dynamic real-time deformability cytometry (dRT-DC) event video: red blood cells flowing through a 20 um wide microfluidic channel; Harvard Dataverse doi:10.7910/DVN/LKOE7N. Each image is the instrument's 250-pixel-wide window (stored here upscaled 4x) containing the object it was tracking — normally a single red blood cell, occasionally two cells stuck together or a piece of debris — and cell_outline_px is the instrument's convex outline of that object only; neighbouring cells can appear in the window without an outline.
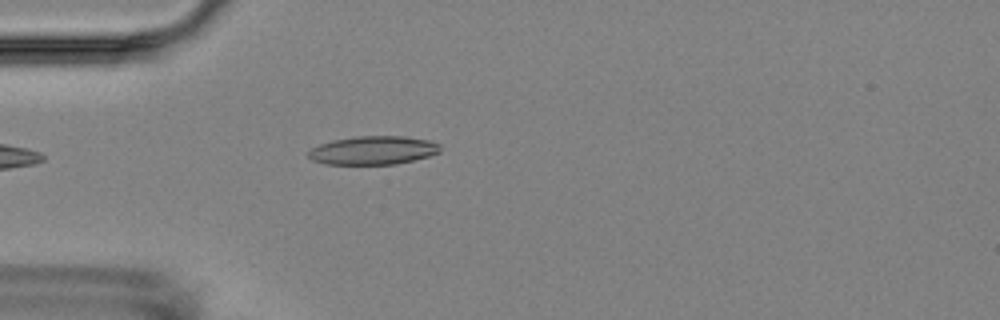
{"species": "Egyptian fruit bat (a non-hibernating species)", "species_latin": "Rousettus aegyptiacus", "temperature_condition": "room temperature", "stored_images_in_passage": 5, "camera_frame_rate_fps": 3000, "um_per_image_px": 0.085, "animal": {"sex": "female"}, "frame": {"image": 1, "passage_image": 5, "time_ms": 4.667, "image_size_px": [1000, 320], "cell_outline_px": [[440, 152], [428, 156], [396, 164], [324, 164], [312, 160], [308, 156], [308, 152], [312, 148], [320, 144], [332, 140], [356, 136], [404, 136], [428, 140], [440, 144]], "centroid_in_image_um": [31.7, 12.77], "position_along_channel_um": 53.3, "area_um2": 21.85}}